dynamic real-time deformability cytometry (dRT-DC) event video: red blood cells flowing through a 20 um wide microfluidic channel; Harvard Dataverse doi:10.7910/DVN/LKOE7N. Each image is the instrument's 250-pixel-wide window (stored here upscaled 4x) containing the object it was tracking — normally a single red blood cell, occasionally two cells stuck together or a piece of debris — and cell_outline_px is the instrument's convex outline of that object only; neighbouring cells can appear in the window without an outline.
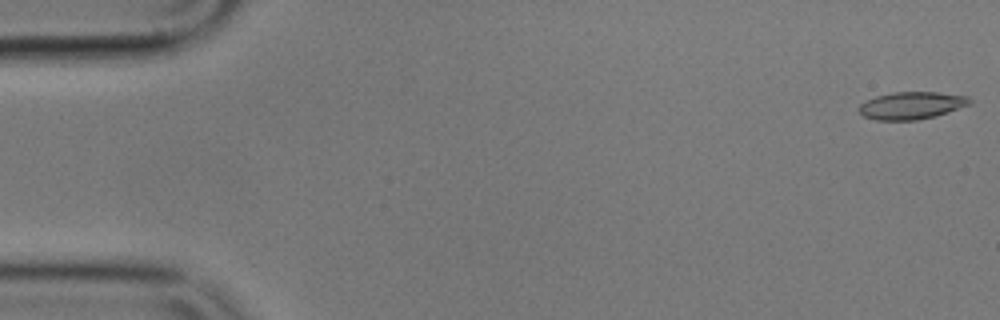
{"species": "common noctule bat (a hibernating species)", "species_latin": "Nyctalus noctula", "temperature_condition": "cold", "stored_images_in_passage": 55, "camera_frame_rate_fps": 3000, "um_per_image_px": 0.085, "animal": {"sex": "male", "body_mass_g": 17.9}, "frame": {"image": 1, "passage_image": 1, "time_ms": 0.0, "image_size_px": [1000, 320], "cell_outline_px": [[972, 104], [936, 116], [916, 120], [876, 120], [864, 116], [856, 108], [860, 104], [876, 96], [892, 92], [940, 92], [968, 96], [972, 100]], "centroid_in_image_um": [77.51, 8.96], "position_along_channel_um": 7.5, "area_um2": 17.8}}
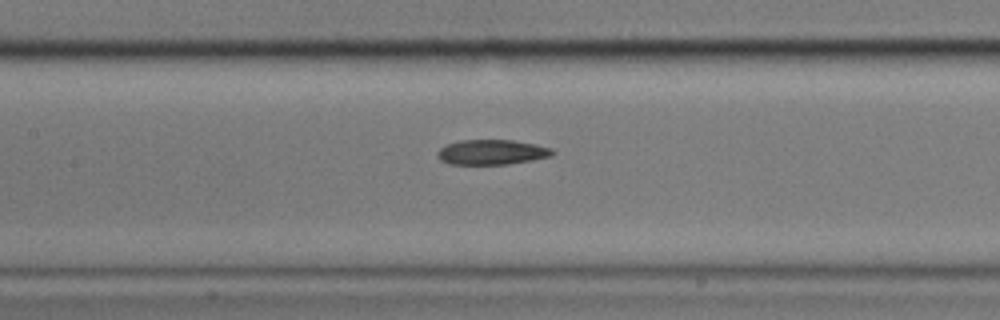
{"frame": {"image": 2, "passage_image": 25, "time_ms": 8.0, "image_size_px": [1000, 320], "cell_outline_px": [[556, 152], [552, 156], [532, 160], [508, 164], [448, 164], [440, 160], [436, 156], [436, 152], [440, 148], [448, 144], [460, 140], [512, 140], [536, 144], [552, 148]], "centroid_in_image_um": [41.81, 12.93], "position_along_channel_um": 165.6, "area_um2": 16.88}}
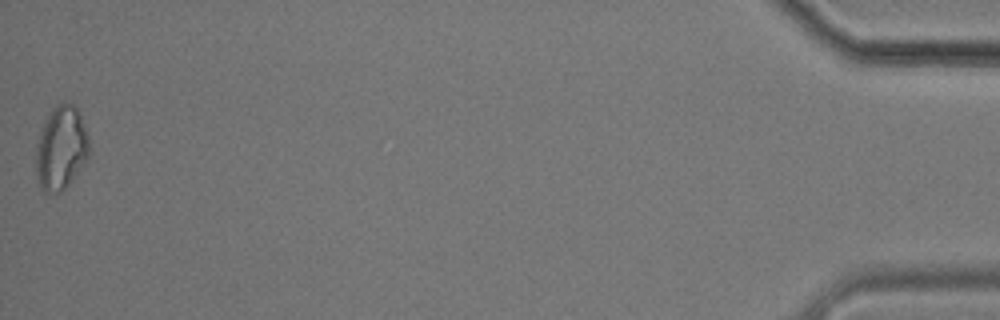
{"frame": {"image": 3, "passage_image": 55, "time_ms": 18.0, "image_size_px": [1000, 320], "cell_outline_px": [[88, 156], [68, 184], [60, 192], [44, 192], [40, 188], [36, 172], [36, 144], [40, 132], [48, 116], [56, 104], [72, 104], [76, 108], [80, 116], [88, 136]], "centroid_in_image_um": [5.16, 12.6], "position_along_channel_um": 430.0, "area_um2": 25.2}, "authors_computed_cell_mechanics": {"area_um2": 17.8024, "velocity_mm_per_s": 3.6041, "shape_relaxation_time_tau1_ms": 8.5366, "shape_relaxation_time_tau2_ms": null, "deformation_change_tau1": 0.1664, "deformation_change_tau2": null}}